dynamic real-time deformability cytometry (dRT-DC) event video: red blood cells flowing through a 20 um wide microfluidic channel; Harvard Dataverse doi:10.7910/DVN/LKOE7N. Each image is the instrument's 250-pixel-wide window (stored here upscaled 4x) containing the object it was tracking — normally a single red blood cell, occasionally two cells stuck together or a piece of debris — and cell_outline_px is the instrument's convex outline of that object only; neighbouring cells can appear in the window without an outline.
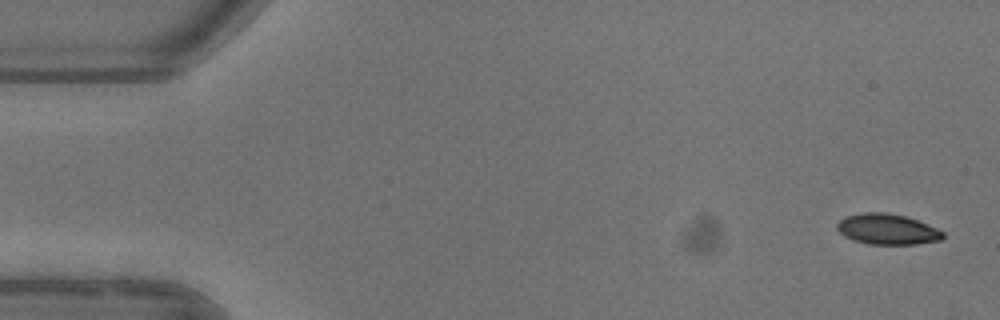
{"species": "common noctule bat (a hibernating species)", "species_latin": "Nyctalus noctula", "temperature_condition": "warm", "stored_images_in_passage": 5, "camera_frame_rate_fps": 3000, "um_per_image_px": 0.085, "animal": {"sex": "female"}, "frame": {"image": 1, "passage_image": 1, "time_ms": 0.0, "image_size_px": [1000, 320], "cell_outline_px": [[944, 236], [940, 240], [916, 244], [868, 244], [852, 240], [844, 236], [836, 228], [836, 224], [844, 216], [864, 212], [884, 212], [904, 216], [916, 220], [936, 228], [944, 232]], "centroid_in_image_um": [75.38, 19.48], "position_along_channel_um": 9.6, "area_um2": 18.84}}
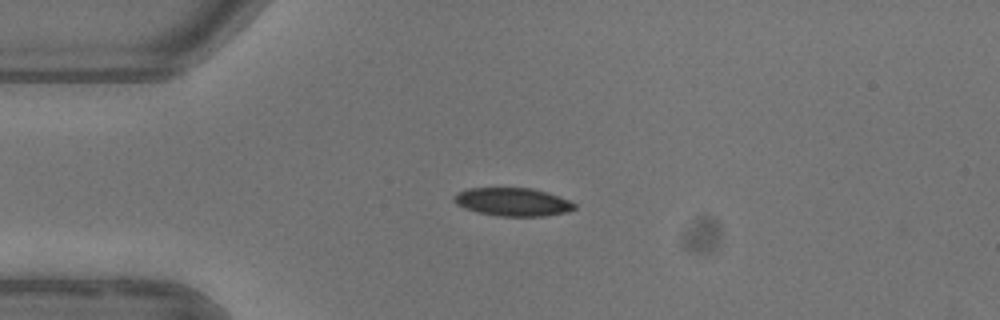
{"frame": {"image": 2, "passage_image": 4, "time_ms": 3.667, "image_size_px": [1000, 320], "cell_outline_px": [[576, 208], [568, 212], [544, 216], [500, 216], [480, 212], [464, 208], [456, 204], [452, 200], [452, 196], [456, 192], [468, 188], [532, 188], [568, 200], [576, 204]], "centroid_in_image_um": [43.54, 17.16], "position_along_channel_um": 41.5, "area_um2": 19.71}}